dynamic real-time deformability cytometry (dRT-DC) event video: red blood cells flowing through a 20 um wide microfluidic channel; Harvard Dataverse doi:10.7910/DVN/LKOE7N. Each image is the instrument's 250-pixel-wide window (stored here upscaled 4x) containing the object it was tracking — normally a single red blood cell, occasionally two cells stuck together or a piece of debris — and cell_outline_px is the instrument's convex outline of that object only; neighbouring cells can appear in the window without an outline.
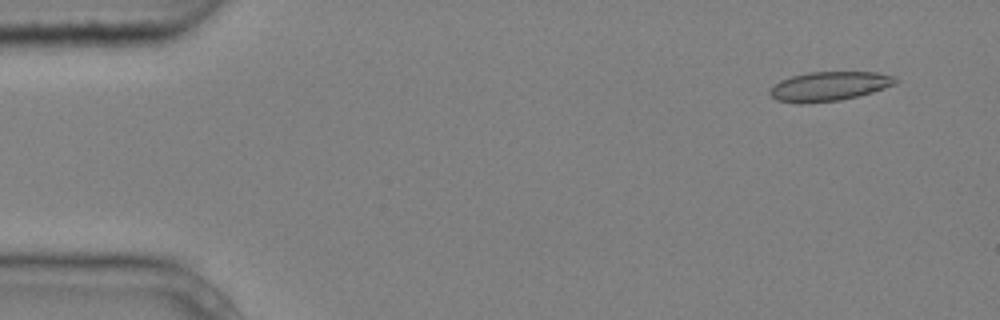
{"species": "common noctule bat (a hibernating species)", "species_latin": "Nyctalus noctula", "temperature_condition": "cold", "stored_images_in_passage": 5, "camera_frame_rate_fps": 3000, "um_per_image_px": 0.085, "animal": {"sex": "male", "body_mass_g": 20.4}, "frame": {"image": 1, "passage_image": 2, "time_ms": 0.333, "image_size_px": [1000, 320], "cell_outline_px": [[896, 84], [872, 92], [840, 100], [800, 104], [776, 100], [768, 92], [768, 88], [780, 80], [792, 76], [808, 72], [880, 72], [896, 76]], "centroid_in_image_um": [70.45, 7.33], "position_along_channel_um": 14.6, "area_um2": 21.56}}
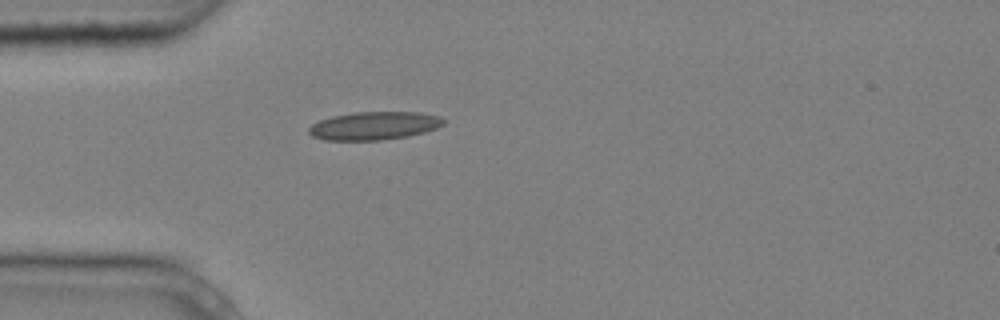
{"frame": {"image": 2, "passage_image": 5, "time_ms": 1.333, "image_size_px": [1000, 320], "cell_outline_px": [[444, 124], [436, 128], [424, 132], [408, 136], [380, 140], [324, 140], [312, 136], [308, 132], [308, 128], [312, 124], [320, 120], [332, 116], [352, 112], [420, 112], [440, 116], [444, 120]], "centroid_in_image_um": [31.79, 10.68], "position_along_channel_um": 53.2, "area_um2": 22.14}}